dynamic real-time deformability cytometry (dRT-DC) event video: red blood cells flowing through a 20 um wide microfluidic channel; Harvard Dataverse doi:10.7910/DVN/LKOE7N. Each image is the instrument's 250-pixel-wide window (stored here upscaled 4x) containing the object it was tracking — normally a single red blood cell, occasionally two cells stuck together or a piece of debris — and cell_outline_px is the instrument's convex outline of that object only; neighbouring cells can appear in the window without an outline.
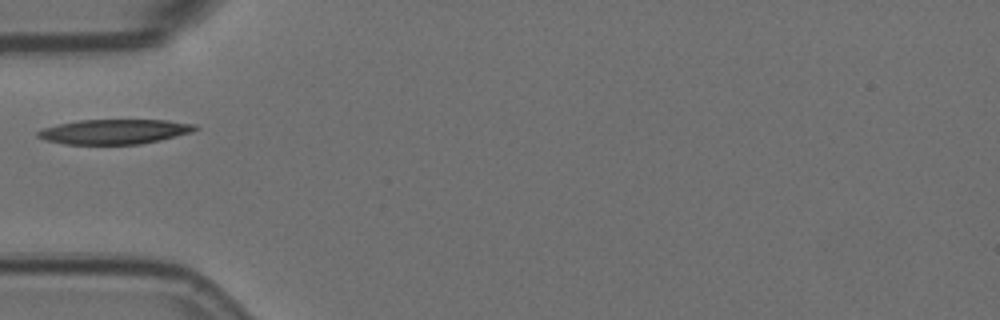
{"species": "Egyptian fruit bat (a non-hibernating species)", "species_latin": "Rousettus aegyptiacus", "temperature_condition": "room temperature", "stored_images_in_passage": 1, "camera_frame_rate_fps": 3000, "um_per_image_px": 0.085, "animal": {"sex": "female"}, "frame": {"image": 1, "passage_image": 1, "time_ms": 0.0, "image_size_px": [1000, 320], "cell_outline_px": [[200, 128], [192, 132], [160, 140], [140, 144], [64, 144], [44, 140], [36, 136], [36, 132], [44, 128], [76, 120], [168, 120], [196, 124]], "centroid_in_image_um": [9.74, 11.19], "position_along_channel_um": 75.3, "area_um2": 22.77}}